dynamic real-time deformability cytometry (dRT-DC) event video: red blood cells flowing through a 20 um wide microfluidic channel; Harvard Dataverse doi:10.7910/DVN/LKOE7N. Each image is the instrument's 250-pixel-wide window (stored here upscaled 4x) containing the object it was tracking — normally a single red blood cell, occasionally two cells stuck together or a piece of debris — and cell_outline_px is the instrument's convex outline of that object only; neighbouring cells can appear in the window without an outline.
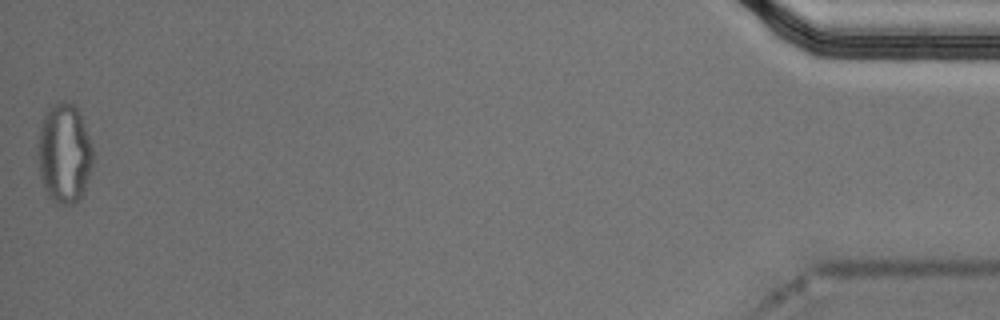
{"species": "Egyptian fruit bat (a non-hibernating species)", "species_latin": "Rousettus aegyptiacus", "temperature_condition": "cold", "stored_images_in_passage": 56, "segment_of_instrument_passage": [2, 2], "camera_frame_rate_fps": 3000, "um_per_image_px": 0.085, "animal": {"sex": "male"}, "frame": {"image": 1, "passage_image": 56, "time_ms": 18.333, "image_size_px": [1000, 320], "cell_outline_px": [[92, 168], [84, 192], [80, 200], [72, 204], [56, 204], [48, 196], [44, 188], [40, 176], [36, 152], [36, 144], [40, 124], [48, 108], [52, 104], [64, 100], [76, 104], [80, 112], [92, 144]], "centroid_in_image_um": [5.44, 13.02], "position_along_channel_um": 429.8, "area_um2": 32.89}}